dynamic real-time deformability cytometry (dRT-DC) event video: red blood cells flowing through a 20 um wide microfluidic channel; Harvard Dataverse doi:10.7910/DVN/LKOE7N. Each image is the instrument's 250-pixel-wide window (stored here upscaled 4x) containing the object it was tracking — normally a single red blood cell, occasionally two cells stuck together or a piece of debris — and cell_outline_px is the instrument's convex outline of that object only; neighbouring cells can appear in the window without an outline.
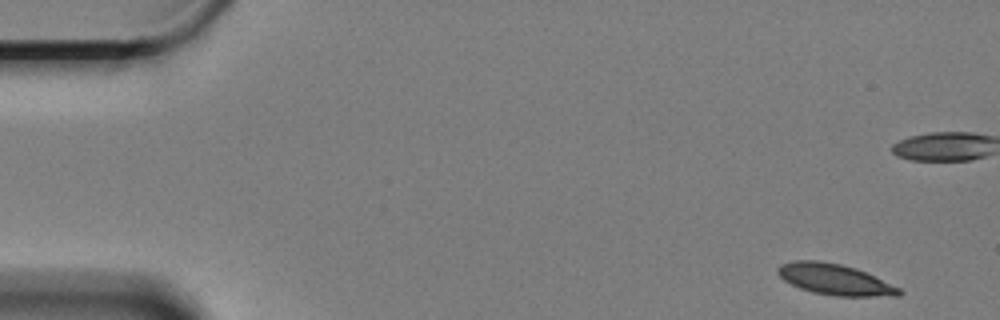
{"species": "Egyptian fruit bat (a non-hibernating species)", "species_latin": "Rousettus aegyptiacus", "temperature_condition": "cold", "stored_images_in_passage": 59, "camera_frame_rate_fps": 3000, "um_per_image_px": 0.085, "animal": {"sex": "female"}, "frame": {"image": 1, "passage_image": 1, "time_ms": 0.0, "image_size_px": [1000, 320], "cell_outline_px": [[904, 292], [900, 296], [832, 296], [812, 292], [800, 288], [784, 280], [776, 272], [776, 268], [780, 264], [792, 260], [820, 260], [840, 264], [856, 268], [900, 288]], "centroid_in_image_um": [70.93, 23.75], "position_along_channel_um": 14.1, "area_um2": 21.96}}
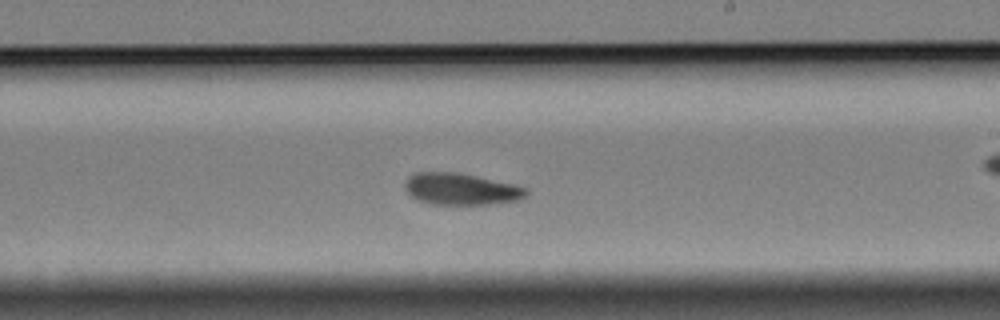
{"frame": {"image": 2, "passage_image": 33, "time_ms": 10.667, "image_size_px": [1000, 320], "cell_outline_px": [[528, 192], [520, 200], [488, 204], [432, 204], [416, 200], [404, 188], [404, 184], [408, 176], [416, 172], [456, 172], [476, 176], [512, 184], [528, 188]], "centroid_in_image_um": [39.15, 16.07], "position_along_channel_um": 249.8, "area_um2": 22.31}}
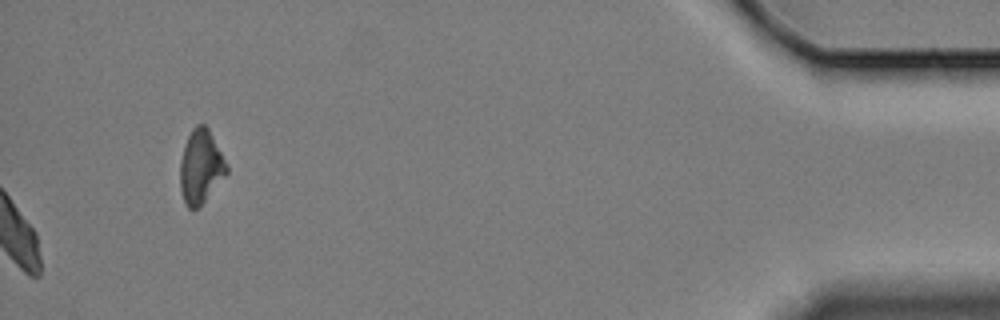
{"frame": {"image": 3, "passage_image": 59, "time_ms": 19.333, "image_size_px": [1000, 320], "cell_outline_px": [[228, 172], [200, 208], [188, 208], [184, 200], [180, 188], [180, 160], [188, 136], [192, 128], [196, 124], [204, 124], [208, 128], [228, 168]], "centroid_in_image_um": [17.05, 14.2], "position_along_channel_um": 418.2, "area_um2": 19.77}, "authors_computed_cell_mechanics": {"area_um2": 22.253, "velocity_mm_per_s": 3.2692, "shape_relaxation_time_tau1_ms": 9.4136, "shape_relaxation_time_tau2_ms": 10.0657, "deformation_change_tau1": 0.1672, "deformation_change_tau2": 0.1157}}